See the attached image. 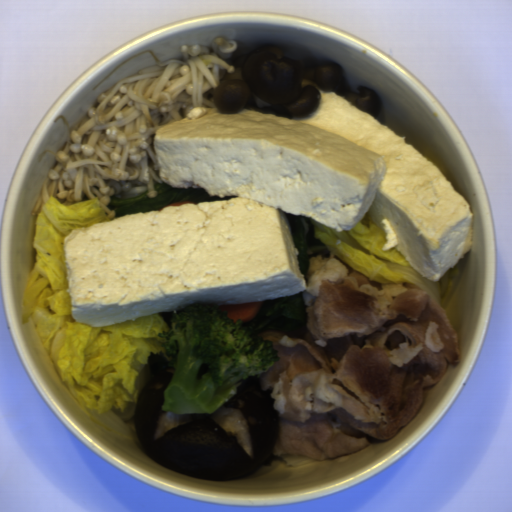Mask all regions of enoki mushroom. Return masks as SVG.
Returning <instances> with one entry per match:
<instances>
[{
  "label": "enoki mushroom",
  "instance_id": "enoki-mushroom-1",
  "mask_svg": "<svg viewBox=\"0 0 512 512\" xmlns=\"http://www.w3.org/2000/svg\"><path fill=\"white\" fill-rule=\"evenodd\" d=\"M239 46L233 38L215 37L211 49L181 45L183 60L172 58L123 77L100 92L97 107L78 129L70 130L54 168H47L31 215H38L52 196L60 205L99 201L107 218L118 219L109 205L115 196L131 199L159 193L160 179L154 139L158 127L171 119L202 118L206 108L222 114L214 99L225 73H235L230 59Z\"/></svg>",
  "mask_w": 512,
  "mask_h": 512
}]
</instances>
